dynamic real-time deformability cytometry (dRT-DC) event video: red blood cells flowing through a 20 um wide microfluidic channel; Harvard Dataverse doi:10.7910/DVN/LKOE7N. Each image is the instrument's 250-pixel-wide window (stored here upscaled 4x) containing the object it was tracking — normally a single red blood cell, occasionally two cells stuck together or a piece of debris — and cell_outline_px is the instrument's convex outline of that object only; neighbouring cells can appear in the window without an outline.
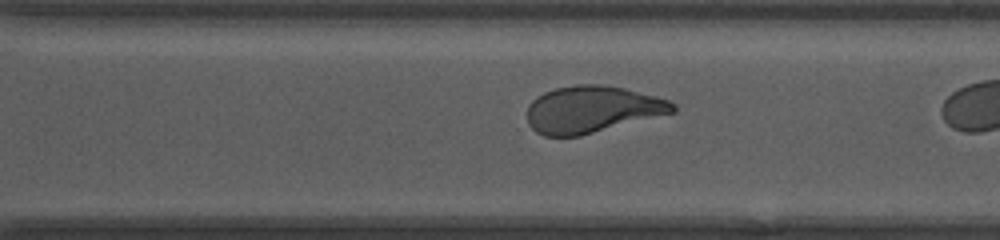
{"species": "human", "species_latin": "Homo sapiens", "temperature_condition": "room temperature", "stored_images_in_passage": 30, "camera_frame_rate_fps": 3000, "um_per_image_px": 0.085, "donor": {"sex": "female"}, "frame": {"image": 1, "passage_image": 26, "time_ms": 8.333, "image_size_px": [1000, 240], "cell_outline_px": [[676, 112], [580, 136], [544, 136], [536, 132], [528, 124], [528, 104], [536, 96], [544, 92], [556, 88], [576, 84], [600, 84], [624, 88], [656, 96], [668, 100], [676, 104]], "centroid_in_image_um": [50.33, 9.3], "position_along_channel_um": 320.3, "area_um2": 39.94}}